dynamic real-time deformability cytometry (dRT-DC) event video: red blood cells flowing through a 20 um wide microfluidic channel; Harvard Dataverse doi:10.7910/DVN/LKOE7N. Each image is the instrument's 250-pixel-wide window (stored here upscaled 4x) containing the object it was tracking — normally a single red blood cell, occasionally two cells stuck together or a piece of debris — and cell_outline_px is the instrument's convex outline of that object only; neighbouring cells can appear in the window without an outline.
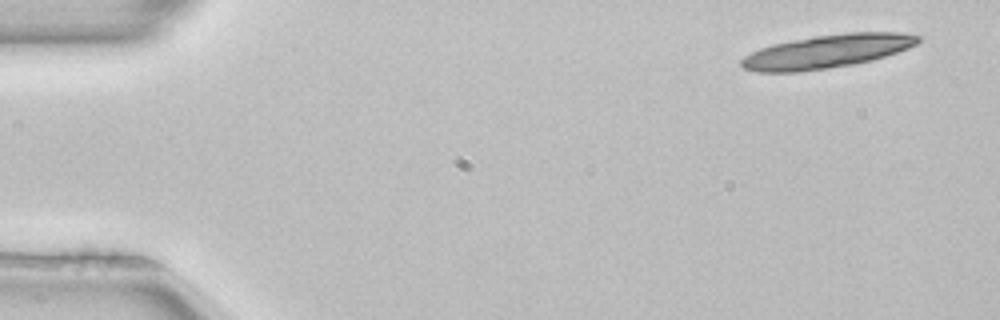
{"species": "common noctule bat (a hibernating species)", "species_latin": "Nyctalus noctula", "temperature_condition": "room temperature", "stored_images_in_passage": 4, "camera_frame_rate_fps": 3000, "um_per_image_px": 0.085, "animal": {"sex": "female", "body_mass_g": 22.7, "forearm_length_mm": 54.2}, "frame": {"image": 1, "passage_image": 1, "time_ms": 0.0, "image_size_px": [1000, 320], "cell_outline_px": [[920, 40], [916, 44], [908, 48], [872, 60], [852, 64], [828, 68], [800, 72], [756, 72], [744, 68], [740, 64], [740, 60], [744, 56], [760, 48], [772, 44], [792, 40], [816, 36], [848, 32], [900, 32], [920, 36]], "centroid_in_image_um": [70.27, 4.37], "position_along_channel_um": 14.7, "area_um2": 34.22}}